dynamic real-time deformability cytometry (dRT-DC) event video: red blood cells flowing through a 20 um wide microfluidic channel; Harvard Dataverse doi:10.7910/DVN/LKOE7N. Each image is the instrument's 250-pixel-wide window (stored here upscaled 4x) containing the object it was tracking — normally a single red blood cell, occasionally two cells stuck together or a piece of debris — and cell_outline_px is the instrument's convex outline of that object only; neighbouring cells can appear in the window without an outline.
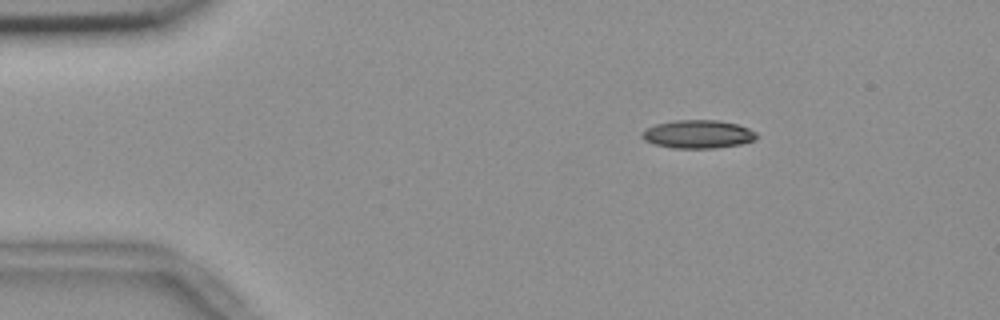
{"species": "common noctule bat (a hibernating species)", "species_latin": "Nyctalus noctula", "temperature_condition": "room temperature", "stored_images_in_passage": 4, "camera_frame_rate_fps": 3000, "um_per_image_px": 0.085, "animal": {"sex": "female", "body_mass_g": 18.4}, "frame": {"image": 1, "passage_image": 2, "time_ms": 0.333, "image_size_px": [1000, 320], "cell_outline_px": [[756, 140], [740, 144], [716, 148], [672, 148], [652, 144], [644, 140], [640, 136], [640, 132], [656, 124], [676, 120], [716, 120], [736, 124], [748, 128], [756, 132]], "centroid_in_image_um": [59.29, 11.41], "position_along_channel_um": 25.7, "area_um2": 18.9}}